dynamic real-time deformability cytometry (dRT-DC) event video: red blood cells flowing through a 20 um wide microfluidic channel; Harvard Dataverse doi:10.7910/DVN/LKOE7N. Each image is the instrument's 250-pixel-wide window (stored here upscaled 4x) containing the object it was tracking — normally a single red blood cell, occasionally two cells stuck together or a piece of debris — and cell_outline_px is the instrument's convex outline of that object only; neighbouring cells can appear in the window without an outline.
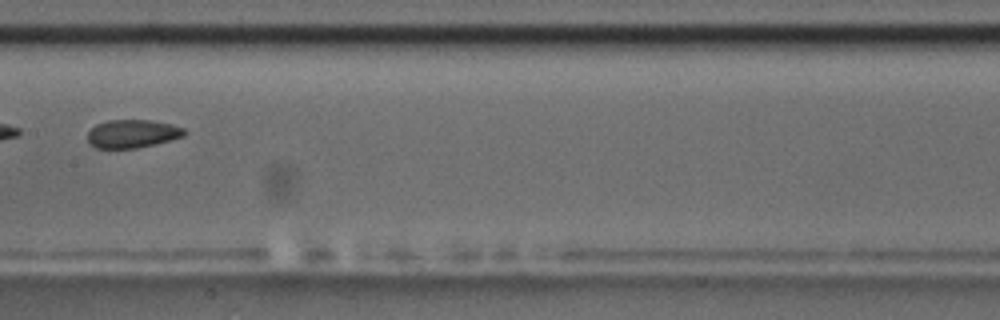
{"species": "common noctule bat (a hibernating species)", "species_latin": "Nyctalus noctula", "temperature_condition": "room temperature", "stored_images_in_passage": 7, "camera_frame_rate_fps": 3000, "um_per_image_px": 0.085, "animal": {"sex": "male", "body_mass_g": 17.5, "forearm_length_mm": 52.3}, "frame": {"image": 1, "passage_image": 4, "time_ms": 3.667, "image_size_px": [1000, 320], "cell_outline_px": [[188, 132], [184, 136], [172, 140], [156, 144], [136, 148], [96, 148], [88, 144], [88, 132], [96, 124], [108, 120], [148, 120], [168, 124], [184, 128]], "centroid_in_image_um": [11.25, 11.38], "position_along_channel_um": 196.2, "area_um2": 15.95}}